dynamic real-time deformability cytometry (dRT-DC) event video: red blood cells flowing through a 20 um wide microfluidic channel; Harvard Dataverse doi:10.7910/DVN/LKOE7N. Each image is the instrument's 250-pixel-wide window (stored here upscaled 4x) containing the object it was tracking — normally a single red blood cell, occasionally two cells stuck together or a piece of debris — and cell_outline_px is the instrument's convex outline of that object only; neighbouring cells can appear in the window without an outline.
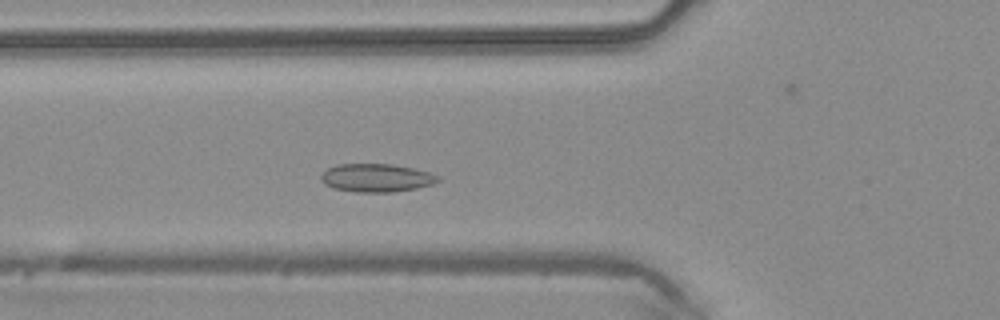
{"species": "common noctule bat (a hibernating species)", "species_latin": "Nyctalus noctula", "temperature_condition": "warm", "stored_images_in_passage": 36, "camera_frame_rate_fps": 3000, "um_per_image_px": 0.085, "animal": {"sex": "male", "body_mass_g": 20.4}, "frame": {"image": 1, "passage_image": 11, "time_ms": 3.333, "image_size_px": [1000, 320], "cell_outline_px": [[440, 180], [432, 184], [416, 188], [392, 192], [356, 192], [332, 188], [324, 184], [320, 180], [320, 176], [328, 168], [336, 164], [392, 164], [412, 168], [428, 172], [440, 176]], "centroid_in_image_um": [31.97, 15.12], "position_along_channel_um": 93.8, "area_um2": 19.25}}
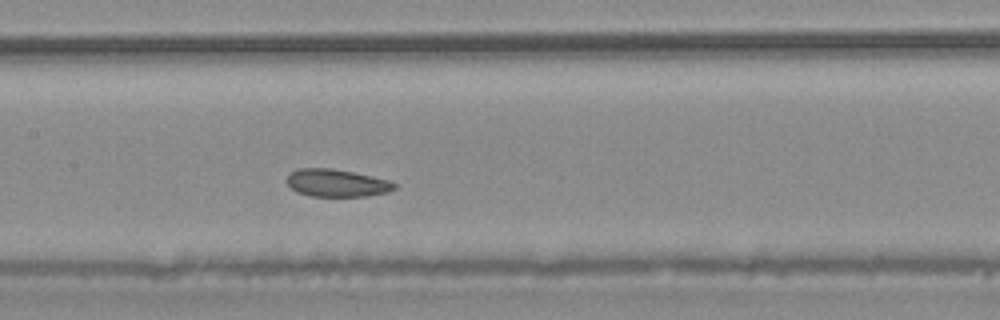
{"frame": {"image": 2, "passage_image": 17, "time_ms": 5.333, "image_size_px": [1000, 320], "cell_outline_px": [[396, 188], [388, 192], [368, 196], [308, 196], [296, 192], [288, 184], [288, 172], [296, 168], [332, 168], [372, 176], [388, 180], [396, 184]], "centroid_in_image_um": [28.6, 15.55], "position_along_channel_um": 178.8, "area_um2": 17.34}}
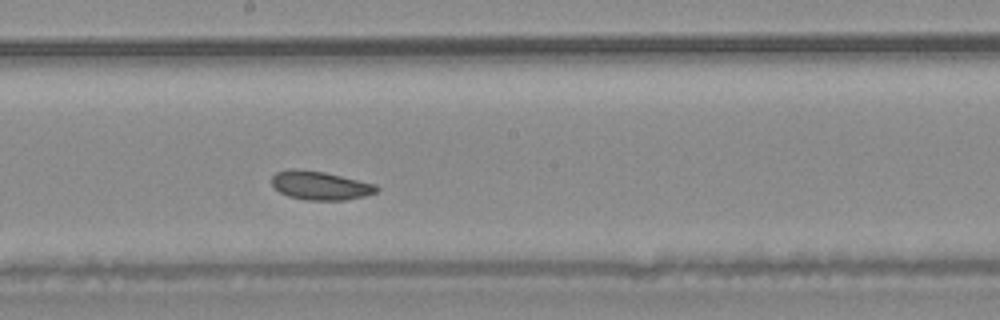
{"frame": {"image": 3, "passage_image": 20, "time_ms": 6.333, "image_size_px": [1000, 320], "cell_outline_px": [[380, 188], [376, 192], [364, 196], [344, 200], [304, 200], [288, 196], [280, 192], [272, 184], [272, 176], [276, 172], [288, 168], [296, 168], [324, 172], [376, 184]], "centroid_in_image_um": [27.2, 15.76], "position_along_channel_um": 221.0, "area_um2": 17.57}}